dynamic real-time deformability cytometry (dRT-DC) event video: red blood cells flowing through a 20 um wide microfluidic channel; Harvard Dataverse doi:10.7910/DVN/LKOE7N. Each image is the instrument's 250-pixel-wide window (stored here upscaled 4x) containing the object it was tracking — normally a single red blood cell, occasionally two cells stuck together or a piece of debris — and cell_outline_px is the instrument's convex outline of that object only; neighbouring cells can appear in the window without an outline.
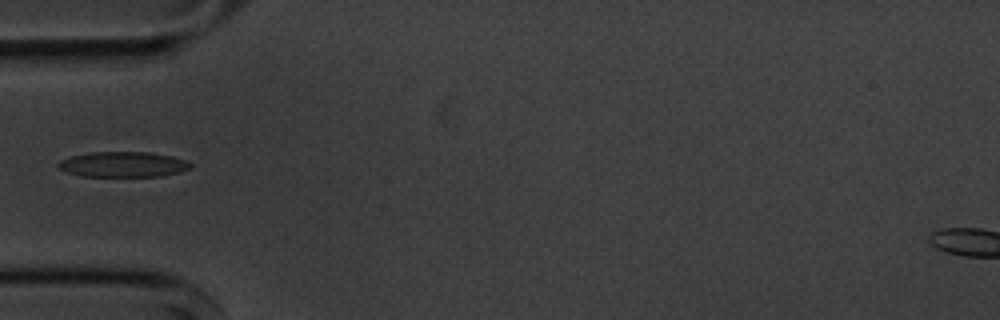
{"species": "common noctule bat (a hibernating species)", "species_latin": "Nyctalus noctula", "temperature_condition": "cold", "stored_images_in_passage": 5, "camera_frame_rate_fps": 3000, "um_per_image_px": 0.085, "animal": {"sex": "male", "body_mass_g": 20.1, "forearm_length_mm": 53.5}, "frame": {"image": 1, "passage_image": 2, "time_ms": 1.333, "image_size_px": [1000, 320], "cell_outline_px": [[192, 168], [180, 172], [160, 176], [80, 176], [64, 172], [56, 168], [56, 164], [60, 160], [72, 156], [92, 152], [148, 152], [172, 156], [184, 160], [192, 164]], "centroid_in_image_um": [10.42, 13.98], "position_along_channel_um": 74.6, "area_um2": 19.65}}
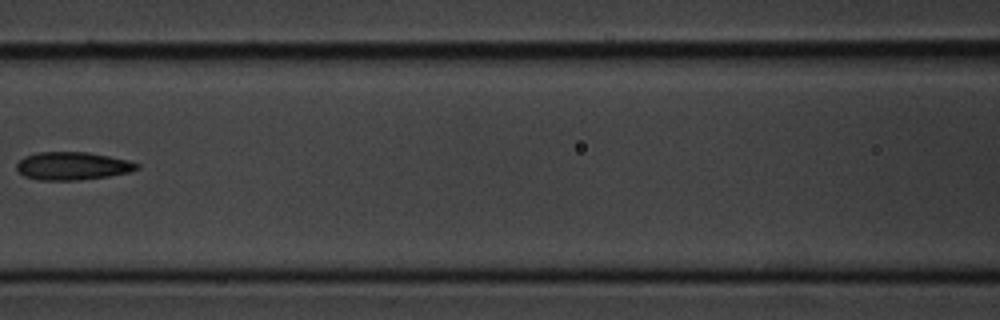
{"frame": {"image": 2, "passage_image": 4, "time_ms": 3.667, "image_size_px": [1000, 320], "cell_outline_px": [[140, 168], [128, 172], [108, 176], [80, 180], [36, 180], [24, 176], [16, 168], [16, 164], [24, 156], [36, 152], [88, 152], [128, 160], [140, 164]], "centroid_in_image_um": [6.14, 14.1], "position_along_channel_um": 160.5, "area_um2": 19.65}}
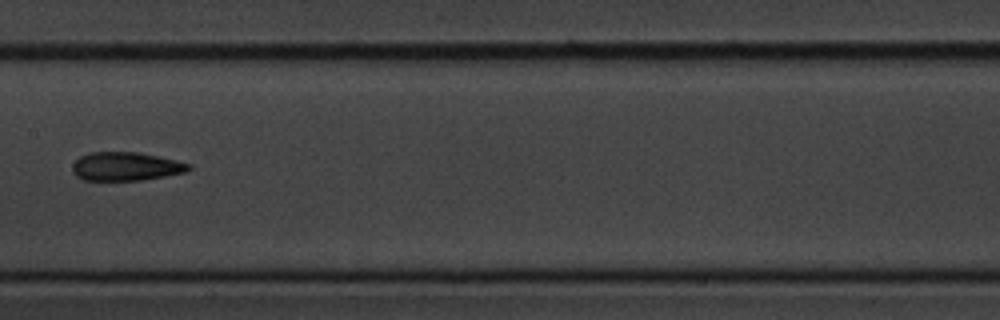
{"frame": {"image": 3, "passage_image": 5, "time_ms": 4.667, "image_size_px": [1000, 320], "cell_outline_px": [[192, 168], [184, 172], [164, 176], [140, 180], [84, 180], [76, 176], [72, 172], [72, 164], [80, 156], [88, 152], [140, 152], [176, 160], [192, 164]], "centroid_in_image_um": [10.68, 14.13], "position_along_channel_um": 196.7, "area_um2": 19.42}}